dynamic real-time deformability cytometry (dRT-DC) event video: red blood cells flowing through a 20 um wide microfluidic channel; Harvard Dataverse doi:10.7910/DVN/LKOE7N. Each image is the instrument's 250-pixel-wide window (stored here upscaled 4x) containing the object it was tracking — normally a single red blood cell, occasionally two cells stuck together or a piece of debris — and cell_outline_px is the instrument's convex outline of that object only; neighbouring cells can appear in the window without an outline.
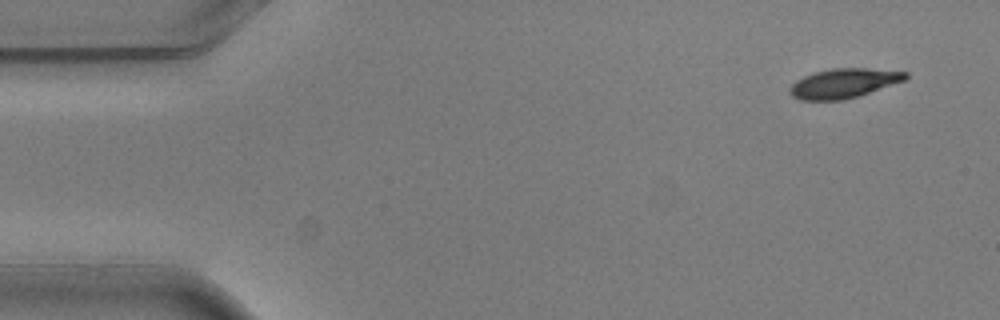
{"species": "common noctule bat (a hibernating species)", "species_latin": "Nyctalus noctula", "temperature_condition": "warm", "stored_images_in_passage": 6, "camera_frame_rate_fps": 3000, "um_per_image_px": 0.085, "animal": {"sex": "male", "body_mass_g": 20.5, "forearm_length_mm": 52.5}, "frame": {"image": 1, "passage_image": 1, "time_ms": 0.0, "image_size_px": [1000, 320], "cell_outline_px": [[908, 76], [904, 80], [860, 96], [840, 100], [800, 100], [792, 96], [788, 92], [788, 88], [796, 80], [812, 72], [832, 68], [868, 68], [908, 72]], "centroid_in_image_um": [71.68, 7.07], "position_along_channel_um": 13.3, "area_um2": 20.0}}
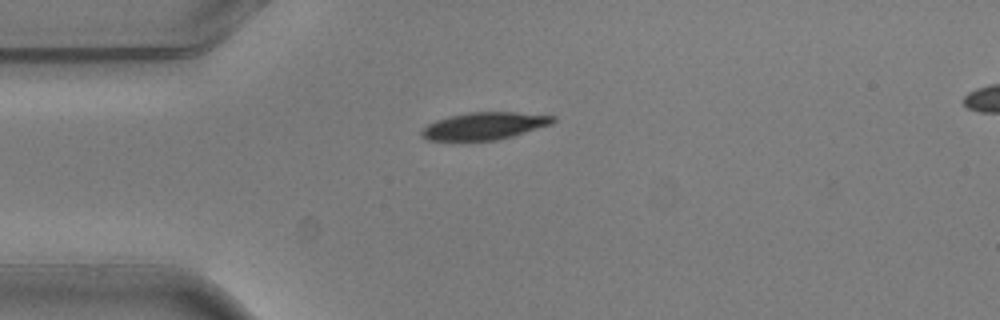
{"frame": {"image": 2, "passage_image": 4, "time_ms": 1.0, "image_size_px": [1000, 320], "cell_outline_px": [[556, 120], [552, 124], [512, 136], [496, 140], [428, 140], [420, 136], [420, 132], [428, 124], [436, 120], [448, 116], [468, 112], [516, 112], [556, 116]], "centroid_in_image_um": [41.17, 10.69], "position_along_channel_um": 43.8, "area_um2": 20.87}}
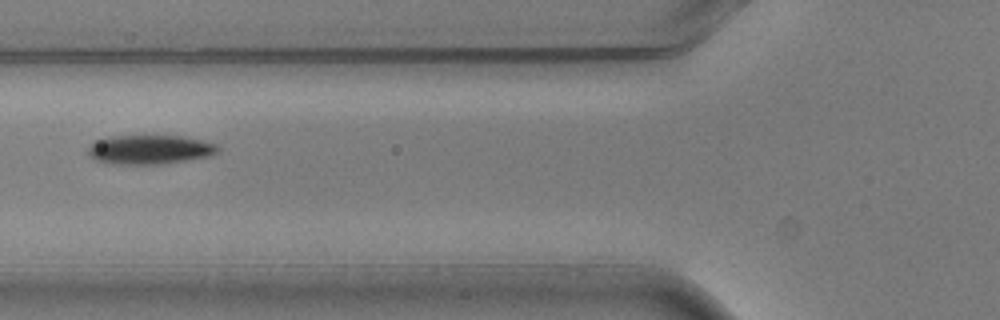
{"frame": {"image": 3, "passage_image": 6, "time_ms": 1.667, "image_size_px": [1000, 320], "cell_outline_px": [[220, 148], [212, 156], [164, 164], [108, 164], [92, 160], [88, 156], [88, 148], [96, 140], [108, 136], [184, 136], [216, 144]], "centroid_in_image_um": [12.69, 12.73], "position_along_channel_um": 113.1, "area_um2": 22.37}}